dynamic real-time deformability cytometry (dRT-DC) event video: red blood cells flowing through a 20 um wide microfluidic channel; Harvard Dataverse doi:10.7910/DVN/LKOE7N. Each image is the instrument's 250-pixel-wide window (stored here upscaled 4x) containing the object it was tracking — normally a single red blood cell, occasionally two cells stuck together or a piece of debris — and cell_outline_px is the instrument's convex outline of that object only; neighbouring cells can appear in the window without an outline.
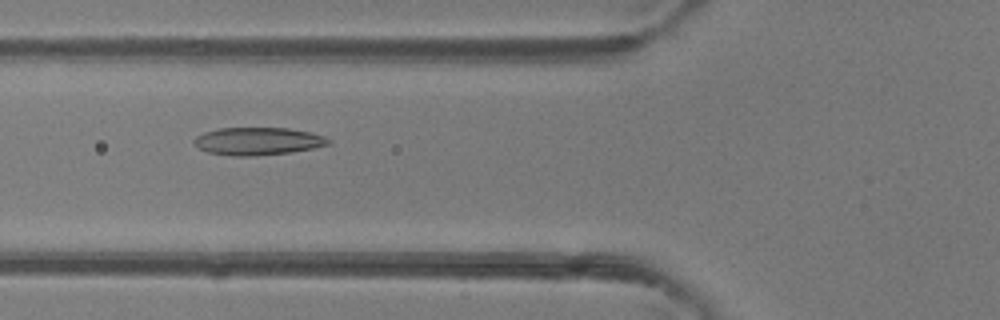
{"species": "common noctule bat (a hibernating species)", "species_latin": "Nyctalus noctula", "temperature_condition": "room temperature", "stored_images_in_passage": 42, "camera_frame_rate_fps": 3000, "um_per_image_px": 0.085, "animal": {"sex": "female"}, "frame": {"image": 1, "passage_image": 12, "time_ms": 3.667, "image_size_px": [1000, 320], "cell_outline_px": [[332, 140], [328, 144], [312, 148], [288, 152], [256, 156], [232, 156], [208, 152], [200, 148], [192, 140], [196, 136], [204, 132], [220, 128], [288, 128], [312, 132], [324, 136]], "centroid_in_image_um": [21.92, 11.99], "position_along_channel_um": 103.9, "area_um2": 21.56}}
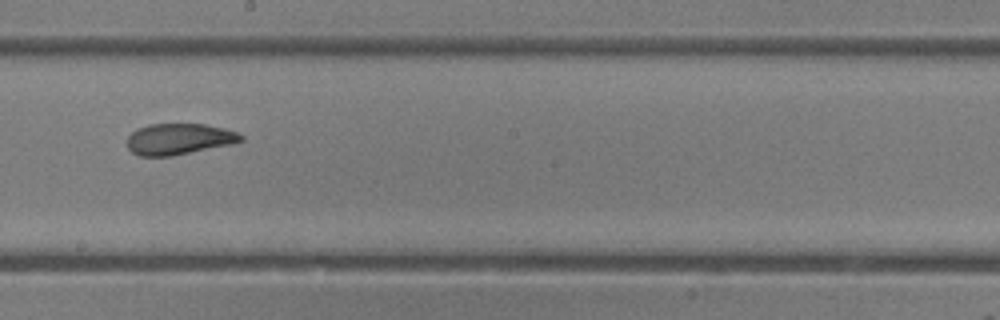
{"frame": {"image": 2, "passage_image": 21, "time_ms": 6.667, "image_size_px": [1000, 320], "cell_outline_px": [[244, 140], [232, 144], [172, 156], [140, 156], [132, 152], [128, 148], [128, 136], [136, 128], [148, 124], [204, 124], [224, 128], [236, 132], [244, 136]], "centroid_in_image_um": [15.21, 11.81], "position_along_channel_um": 233.0, "area_um2": 20.69}}
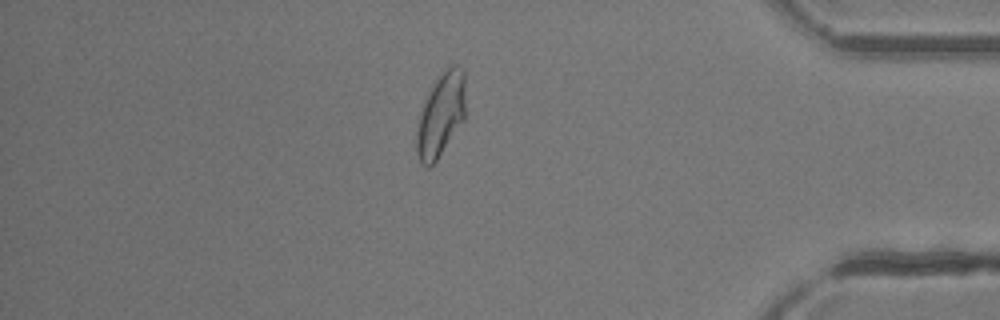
{"frame": {"image": 3, "passage_image": 35, "time_ms": 11.333, "image_size_px": [1000, 320], "cell_outline_px": [[464, 120], [436, 160], [428, 168], [420, 164], [416, 152], [416, 132], [424, 100], [436, 76], [444, 68], [452, 64], [456, 64], [464, 72]], "centroid_in_image_um": [37.45, 9.73], "position_along_channel_um": 397.8, "area_um2": 23.87}, "authors_computed_cell_mechanics": {"area_um2": 22.7443, "velocity_mm_per_s": 4.2984, "shape_relaxation_time_tau1_ms": 6.2621, "shape_relaxation_time_tau2_ms": 1.8173, "deformation_change_tau1": 0.2033, "deformation_change_tau2": 0.0572}}